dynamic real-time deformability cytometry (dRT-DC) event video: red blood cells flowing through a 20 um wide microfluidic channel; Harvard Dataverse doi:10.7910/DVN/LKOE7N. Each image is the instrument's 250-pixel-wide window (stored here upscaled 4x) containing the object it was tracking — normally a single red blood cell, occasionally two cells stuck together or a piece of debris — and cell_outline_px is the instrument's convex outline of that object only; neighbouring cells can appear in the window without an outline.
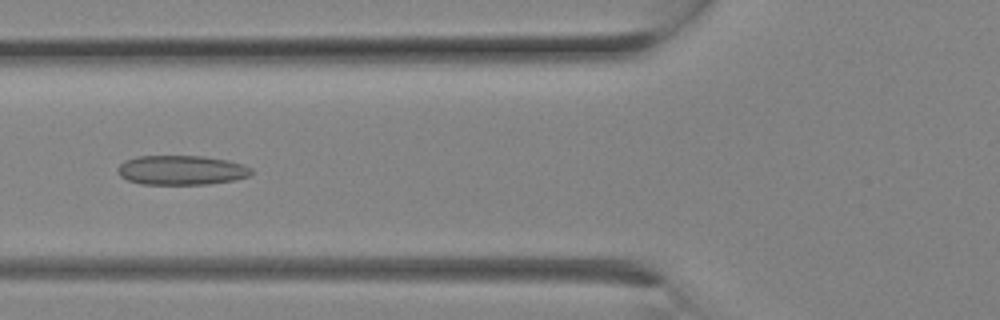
{"species": "Egyptian fruit bat (a non-hibernating species)", "species_latin": "Rousettus aegyptiacus", "temperature_condition": "room temperature", "stored_images_in_passage": 11, "camera_frame_rate_fps": 3000, "um_per_image_px": 0.085, "animal": {"sex": "female"}, "frame": {"image": 1, "passage_image": 10, "time_ms": 3.0, "image_size_px": [1000, 320], "cell_outline_px": [[256, 172], [248, 176], [236, 180], [208, 184], [140, 184], [128, 180], [120, 176], [116, 172], [116, 168], [124, 160], [136, 156], [204, 156], [228, 160], [244, 164], [252, 168]], "centroid_in_image_um": [15.43, 14.46], "position_along_channel_um": 110.4, "area_um2": 23.35}}